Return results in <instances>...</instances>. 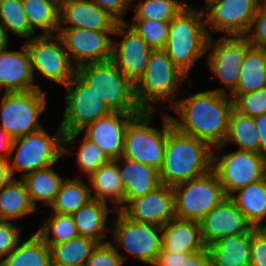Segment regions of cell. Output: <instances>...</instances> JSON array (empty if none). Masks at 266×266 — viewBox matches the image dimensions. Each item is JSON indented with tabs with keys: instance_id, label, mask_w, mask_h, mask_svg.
I'll use <instances>...</instances> for the list:
<instances>
[{
	"instance_id": "484cf974",
	"label": "cell",
	"mask_w": 266,
	"mask_h": 266,
	"mask_svg": "<svg viewBox=\"0 0 266 266\" xmlns=\"http://www.w3.org/2000/svg\"><path fill=\"white\" fill-rule=\"evenodd\" d=\"M211 266H250L251 230L225 236L207 247Z\"/></svg>"
},
{
	"instance_id": "30bf717a",
	"label": "cell",
	"mask_w": 266,
	"mask_h": 266,
	"mask_svg": "<svg viewBox=\"0 0 266 266\" xmlns=\"http://www.w3.org/2000/svg\"><path fill=\"white\" fill-rule=\"evenodd\" d=\"M46 93L40 89L4 92L0 102V128L13 139L43 128L39 116L46 109Z\"/></svg>"
},
{
	"instance_id": "7402d4cb",
	"label": "cell",
	"mask_w": 266,
	"mask_h": 266,
	"mask_svg": "<svg viewBox=\"0 0 266 266\" xmlns=\"http://www.w3.org/2000/svg\"><path fill=\"white\" fill-rule=\"evenodd\" d=\"M28 50L23 43L21 50H0V90L5 92H27L41 89L34 84Z\"/></svg>"
},
{
	"instance_id": "4fadbf2b",
	"label": "cell",
	"mask_w": 266,
	"mask_h": 266,
	"mask_svg": "<svg viewBox=\"0 0 266 266\" xmlns=\"http://www.w3.org/2000/svg\"><path fill=\"white\" fill-rule=\"evenodd\" d=\"M265 159L264 154L238 149L221 157L212 151V170L229 196L235 190L264 178Z\"/></svg>"
},
{
	"instance_id": "7bdbcfd3",
	"label": "cell",
	"mask_w": 266,
	"mask_h": 266,
	"mask_svg": "<svg viewBox=\"0 0 266 266\" xmlns=\"http://www.w3.org/2000/svg\"><path fill=\"white\" fill-rule=\"evenodd\" d=\"M125 259L109 240L97 243L85 266H123Z\"/></svg>"
},
{
	"instance_id": "836d02e7",
	"label": "cell",
	"mask_w": 266,
	"mask_h": 266,
	"mask_svg": "<svg viewBox=\"0 0 266 266\" xmlns=\"http://www.w3.org/2000/svg\"><path fill=\"white\" fill-rule=\"evenodd\" d=\"M31 29L41 35H56L59 27V0H22Z\"/></svg>"
},
{
	"instance_id": "ba28073f",
	"label": "cell",
	"mask_w": 266,
	"mask_h": 266,
	"mask_svg": "<svg viewBox=\"0 0 266 266\" xmlns=\"http://www.w3.org/2000/svg\"><path fill=\"white\" fill-rule=\"evenodd\" d=\"M63 138L64 132L60 126L53 136L43 127L15 138L8 159L11 176L14 178L16 172H22L23 177L29 172L54 165L64 156Z\"/></svg>"
},
{
	"instance_id": "816d5d0a",
	"label": "cell",
	"mask_w": 266,
	"mask_h": 266,
	"mask_svg": "<svg viewBox=\"0 0 266 266\" xmlns=\"http://www.w3.org/2000/svg\"><path fill=\"white\" fill-rule=\"evenodd\" d=\"M13 138L2 128H0V157L9 159L12 149Z\"/></svg>"
},
{
	"instance_id": "5b68a950",
	"label": "cell",
	"mask_w": 266,
	"mask_h": 266,
	"mask_svg": "<svg viewBox=\"0 0 266 266\" xmlns=\"http://www.w3.org/2000/svg\"><path fill=\"white\" fill-rule=\"evenodd\" d=\"M161 113L163 128H155L152 121ZM173 127L170 115L162 110L149 111L135 115L125 131L124 157L147 164L158 171L164 161V152L169 130Z\"/></svg>"
},
{
	"instance_id": "f5cc1de1",
	"label": "cell",
	"mask_w": 266,
	"mask_h": 266,
	"mask_svg": "<svg viewBox=\"0 0 266 266\" xmlns=\"http://www.w3.org/2000/svg\"><path fill=\"white\" fill-rule=\"evenodd\" d=\"M12 178L8 160L0 157V188L7 184Z\"/></svg>"
},
{
	"instance_id": "52a82bcc",
	"label": "cell",
	"mask_w": 266,
	"mask_h": 266,
	"mask_svg": "<svg viewBox=\"0 0 266 266\" xmlns=\"http://www.w3.org/2000/svg\"><path fill=\"white\" fill-rule=\"evenodd\" d=\"M64 88L66 90L64 96L66 104L60 128L64 132L63 155H67L71 152L69 149L78 135L81 134L82 129L108 115L111 111L94 92V89L77 74Z\"/></svg>"
},
{
	"instance_id": "9f6ffc18",
	"label": "cell",
	"mask_w": 266,
	"mask_h": 266,
	"mask_svg": "<svg viewBox=\"0 0 266 266\" xmlns=\"http://www.w3.org/2000/svg\"><path fill=\"white\" fill-rule=\"evenodd\" d=\"M264 178L266 180V159H265V166H264Z\"/></svg>"
},
{
	"instance_id": "9c48e42d",
	"label": "cell",
	"mask_w": 266,
	"mask_h": 266,
	"mask_svg": "<svg viewBox=\"0 0 266 266\" xmlns=\"http://www.w3.org/2000/svg\"><path fill=\"white\" fill-rule=\"evenodd\" d=\"M172 188L176 217L197 222L228 197L213 170Z\"/></svg>"
},
{
	"instance_id": "8992f818",
	"label": "cell",
	"mask_w": 266,
	"mask_h": 266,
	"mask_svg": "<svg viewBox=\"0 0 266 266\" xmlns=\"http://www.w3.org/2000/svg\"><path fill=\"white\" fill-rule=\"evenodd\" d=\"M188 76L173 64L163 49L152 51L143 76L135 84L138 104L143 110L158 111L155 105L177 101L178 87Z\"/></svg>"
},
{
	"instance_id": "f1b7e54d",
	"label": "cell",
	"mask_w": 266,
	"mask_h": 266,
	"mask_svg": "<svg viewBox=\"0 0 266 266\" xmlns=\"http://www.w3.org/2000/svg\"><path fill=\"white\" fill-rule=\"evenodd\" d=\"M35 211L22 179L14 177L0 188V220H17Z\"/></svg>"
},
{
	"instance_id": "e0dca14e",
	"label": "cell",
	"mask_w": 266,
	"mask_h": 266,
	"mask_svg": "<svg viewBox=\"0 0 266 266\" xmlns=\"http://www.w3.org/2000/svg\"><path fill=\"white\" fill-rule=\"evenodd\" d=\"M122 35L121 41H112L111 61L134 84L143 76L152 49L145 40L128 25L118 22L113 35Z\"/></svg>"
},
{
	"instance_id": "681fc988",
	"label": "cell",
	"mask_w": 266,
	"mask_h": 266,
	"mask_svg": "<svg viewBox=\"0 0 266 266\" xmlns=\"http://www.w3.org/2000/svg\"><path fill=\"white\" fill-rule=\"evenodd\" d=\"M181 266H211V258L207 248L201 252L191 254Z\"/></svg>"
},
{
	"instance_id": "d6986e66",
	"label": "cell",
	"mask_w": 266,
	"mask_h": 266,
	"mask_svg": "<svg viewBox=\"0 0 266 266\" xmlns=\"http://www.w3.org/2000/svg\"><path fill=\"white\" fill-rule=\"evenodd\" d=\"M199 224L206 247L222 237L248 233L253 228L229 197L204 216Z\"/></svg>"
},
{
	"instance_id": "6da1fadb",
	"label": "cell",
	"mask_w": 266,
	"mask_h": 266,
	"mask_svg": "<svg viewBox=\"0 0 266 266\" xmlns=\"http://www.w3.org/2000/svg\"><path fill=\"white\" fill-rule=\"evenodd\" d=\"M179 119L170 115L178 131L207 142L212 148L223 145L233 99L225 88L195 93L169 106Z\"/></svg>"
},
{
	"instance_id": "11a10c76",
	"label": "cell",
	"mask_w": 266,
	"mask_h": 266,
	"mask_svg": "<svg viewBox=\"0 0 266 266\" xmlns=\"http://www.w3.org/2000/svg\"><path fill=\"white\" fill-rule=\"evenodd\" d=\"M258 5L266 6V0H257Z\"/></svg>"
},
{
	"instance_id": "277c9868",
	"label": "cell",
	"mask_w": 266,
	"mask_h": 266,
	"mask_svg": "<svg viewBox=\"0 0 266 266\" xmlns=\"http://www.w3.org/2000/svg\"><path fill=\"white\" fill-rule=\"evenodd\" d=\"M76 74L94 89L111 112L144 111L138 104L135 84L111 60L80 65Z\"/></svg>"
},
{
	"instance_id": "7dc6e473",
	"label": "cell",
	"mask_w": 266,
	"mask_h": 266,
	"mask_svg": "<svg viewBox=\"0 0 266 266\" xmlns=\"http://www.w3.org/2000/svg\"><path fill=\"white\" fill-rule=\"evenodd\" d=\"M98 5L102 10L108 12L118 22H125L123 15L127 14V9L132 8L133 0H90Z\"/></svg>"
},
{
	"instance_id": "1f68e13d",
	"label": "cell",
	"mask_w": 266,
	"mask_h": 266,
	"mask_svg": "<svg viewBox=\"0 0 266 266\" xmlns=\"http://www.w3.org/2000/svg\"><path fill=\"white\" fill-rule=\"evenodd\" d=\"M49 246L34 233L7 256L0 258V266H51Z\"/></svg>"
},
{
	"instance_id": "83f0119b",
	"label": "cell",
	"mask_w": 266,
	"mask_h": 266,
	"mask_svg": "<svg viewBox=\"0 0 266 266\" xmlns=\"http://www.w3.org/2000/svg\"><path fill=\"white\" fill-rule=\"evenodd\" d=\"M108 203L92 199L72 214L79 236L92 238L98 243L105 241L111 229L106 220L109 213Z\"/></svg>"
},
{
	"instance_id": "4dcf8cb0",
	"label": "cell",
	"mask_w": 266,
	"mask_h": 266,
	"mask_svg": "<svg viewBox=\"0 0 266 266\" xmlns=\"http://www.w3.org/2000/svg\"><path fill=\"white\" fill-rule=\"evenodd\" d=\"M266 87V51L250 47L241 66L236 90L231 95H240Z\"/></svg>"
},
{
	"instance_id": "db71d44e",
	"label": "cell",
	"mask_w": 266,
	"mask_h": 266,
	"mask_svg": "<svg viewBox=\"0 0 266 266\" xmlns=\"http://www.w3.org/2000/svg\"><path fill=\"white\" fill-rule=\"evenodd\" d=\"M8 33L3 25V23L0 21V50L8 48L9 45V39H8Z\"/></svg>"
},
{
	"instance_id": "8d00e7d4",
	"label": "cell",
	"mask_w": 266,
	"mask_h": 266,
	"mask_svg": "<svg viewBox=\"0 0 266 266\" xmlns=\"http://www.w3.org/2000/svg\"><path fill=\"white\" fill-rule=\"evenodd\" d=\"M37 233L49 247L79 236L73 216L56 212L51 213L49 219L44 221Z\"/></svg>"
},
{
	"instance_id": "f35d334b",
	"label": "cell",
	"mask_w": 266,
	"mask_h": 266,
	"mask_svg": "<svg viewBox=\"0 0 266 266\" xmlns=\"http://www.w3.org/2000/svg\"><path fill=\"white\" fill-rule=\"evenodd\" d=\"M0 21L7 31L25 38V41L37 36L31 29L22 0H2L0 3Z\"/></svg>"
},
{
	"instance_id": "f6af8a7d",
	"label": "cell",
	"mask_w": 266,
	"mask_h": 266,
	"mask_svg": "<svg viewBox=\"0 0 266 266\" xmlns=\"http://www.w3.org/2000/svg\"><path fill=\"white\" fill-rule=\"evenodd\" d=\"M20 227L11 221L0 220V258L9 255L21 239Z\"/></svg>"
},
{
	"instance_id": "3957f363",
	"label": "cell",
	"mask_w": 266,
	"mask_h": 266,
	"mask_svg": "<svg viewBox=\"0 0 266 266\" xmlns=\"http://www.w3.org/2000/svg\"><path fill=\"white\" fill-rule=\"evenodd\" d=\"M209 36L204 11L187 4L171 21L163 50L187 76L206 54Z\"/></svg>"
},
{
	"instance_id": "5bb4252c",
	"label": "cell",
	"mask_w": 266,
	"mask_h": 266,
	"mask_svg": "<svg viewBox=\"0 0 266 266\" xmlns=\"http://www.w3.org/2000/svg\"><path fill=\"white\" fill-rule=\"evenodd\" d=\"M251 47L247 36L209 37L206 53L210 71L220 79L231 95L237 88L241 66L246 51ZM209 51V52H208Z\"/></svg>"
},
{
	"instance_id": "f546056e",
	"label": "cell",
	"mask_w": 266,
	"mask_h": 266,
	"mask_svg": "<svg viewBox=\"0 0 266 266\" xmlns=\"http://www.w3.org/2000/svg\"><path fill=\"white\" fill-rule=\"evenodd\" d=\"M54 165L29 172L21 179L24 181L31 203L37 209V201H44L50 207L61 187L63 179L53 168Z\"/></svg>"
},
{
	"instance_id": "9a60e30c",
	"label": "cell",
	"mask_w": 266,
	"mask_h": 266,
	"mask_svg": "<svg viewBox=\"0 0 266 266\" xmlns=\"http://www.w3.org/2000/svg\"><path fill=\"white\" fill-rule=\"evenodd\" d=\"M205 3L203 11L209 37L210 30L223 32L224 36H247L259 6L257 0H205Z\"/></svg>"
},
{
	"instance_id": "e575fe53",
	"label": "cell",
	"mask_w": 266,
	"mask_h": 266,
	"mask_svg": "<svg viewBox=\"0 0 266 266\" xmlns=\"http://www.w3.org/2000/svg\"><path fill=\"white\" fill-rule=\"evenodd\" d=\"M98 242L92 238L78 236L67 242L49 247L51 264L57 266H85Z\"/></svg>"
},
{
	"instance_id": "60d3db41",
	"label": "cell",
	"mask_w": 266,
	"mask_h": 266,
	"mask_svg": "<svg viewBox=\"0 0 266 266\" xmlns=\"http://www.w3.org/2000/svg\"><path fill=\"white\" fill-rule=\"evenodd\" d=\"M81 142L77 152V165L88 178L101 165L108 163L110 159L97 144L85 136Z\"/></svg>"
},
{
	"instance_id": "7a4b0ae2",
	"label": "cell",
	"mask_w": 266,
	"mask_h": 266,
	"mask_svg": "<svg viewBox=\"0 0 266 266\" xmlns=\"http://www.w3.org/2000/svg\"><path fill=\"white\" fill-rule=\"evenodd\" d=\"M212 151L207 142L172 127L159 170L161 184L173 186L208 173L212 170Z\"/></svg>"
},
{
	"instance_id": "ac0fdd59",
	"label": "cell",
	"mask_w": 266,
	"mask_h": 266,
	"mask_svg": "<svg viewBox=\"0 0 266 266\" xmlns=\"http://www.w3.org/2000/svg\"><path fill=\"white\" fill-rule=\"evenodd\" d=\"M121 211L133 221L163 227L176 217L173 188L161 184L145 196L131 200Z\"/></svg>"
},
{
	"instance_id": "ab89813d",
	"label": "cell",
	"mask_w": 266,
	"mask_h": 266,
	"mask_svg": "<svg viewBox=\"0 0 266 266\" xmlns=\"http://www.w3.org/2000/svg\"><path fill=\"white\" fill-rule=\"evenodd\" d=\"M128 25L133 28L152 49L164 48L169 33L170 22L133 19Z\"/></svg>"
},
{
	"instance_id": "7c38bea8",
	"label": "cell",
	"mask_w": 266,
	"mask_h": 266,
	"mask_svg": "<svg viewBox=\"0 0 266 266\" xmlns=\"http://www.w3.org/2000/svg\"><path fill=\"white\" fill-rule=\"evenodd\" d=\"M116 213L111 229L114 247L152 266L161 250L162 227L133 221L121 210Z\"/></svg>"
},
{
	"instance_id": "ffe728a7",
	"label": "cell",
	"mask_w": 266,
	"mask_h": 266,
	"mask_svg": "<svg viewBox=\"0 0 266 266\" xmlns=\"http://www.w3.org/2000/svg\"><path fill=\"white\" fill-rule=\"evenodd\" d=\"M140 113L110 112L87 125L84 136L97 144L110 160L118 159L124 152L125 131L129 121Z\"/></svg>"
},
{
	"instance_id": "f907efd6",
	"label": "cell",
	"mask_w": 266,
	"mask_h": 266,
	"mask_svg": "<svg viewBox=\"0 0 266 266\" xmlns=\"http://www.w3.org/2000/svg\"><path fill=\"white\" fill-rule=\"evenodd\" d=\"M254 122L259 133L260 153L266 155V113L254 117Z\"/></svg>"
},
{
	"instance_id": "c3c4849f",
	"label": "cell",
	"mask_w": 266,
	"mask_h": 266,
	"mask_svg": "<svg viewBox=\"0 0 266 266\" xmlns=\"http://www.w3.org/2000/svg\"><path fill=\"white\" fill-rule=\"evenodd\" d=\"M191 253L185 252H174L169 250H164L161 247L159 254L152 266H181L186 262Z\"/></svg>"
},
{
	"instance_id": "d4e9b609",
	"label": "cell",
	"mask_w": 266,
	"mask_h": 266,
	"mask_svg": "<svg viewBox=\"0 0 266 266\" xmlns=\"http://www.w3.org/2000/svg\"><path fill=\"white\" fill-rule=\"evenodd\" d=\"M87 180L91 185L92 199L104 203L110 200L115 204L112 207L116 211L125 207L124 187L115 160H110L108 163L101 165Z\"/></svg>"
},
{
	"instance_id": "d6a6232c",
	"label": "cell",
	"mask_w": 266,
	"mask_h": 266,
	"mask_svg": "<svg viewBox=\"0 0 266 266\" xmlns=\"http://www.w3.org/2000/svg\"><path fill=\"white\" fill-rule=\"evenodd\" d=\"M236 144L238 150L260 153L259 133L256 129L254 118L245 116L234 109L229 116L228 133L223 145L213 148L221 151L222 146L228 143Z\"/></svg>"
},
{
	"instance_id": "74e56055",
	"label": "cell",
	"mask_w": 266,
	"mask_h": 266,
	"mask_svg": "<svg viewBox=\"0 0 266 266\" xmlns=\"http://www.w3.org/2000/svg\"><path fill=\"white\" fill-rule=\"evenodd\" d=\"M133 19L170 22L186 5L184 0H140L134 2Z\"/></svg>"
},
{
	"instance_id": "44dd1931",
	"label": "cell",
	"mask_w": 266,
	"mask_h": 266,
	"mask_svg": "<svg viewBox=\"0 0 266 266\" xmlns=\"http://www.w3.org/2000/svg\"><path fill=\"white\" fill-rule=\"evenodd\" d=\"M117 23L114 17L90 0H59L58 28L114 31ZM63 24L67 26L62 27Z\"/></svg>"
},
{
	"instance_id": "8fae6325",
	"label": "cell",
	"mask_w": 266,
	"mask_h": 266,
	"mask_svg": "<svg viewBox=\"0 0 266 266\" xmlns=\"http://www.w3.org/2000/svg\"><path fill=\"white\" fill-rule=\"evenodd\" d=\"M31 70H37L44 78L66 86L76 74V67L69 59L61 37L56 35H37L25 41Z\"/></svg>"
},
{
	"instance_id": "bcb514c9",
	"label": "cell",
	"mask_w": 266,
	"mask_h": 266,
	"mask_svg": "<svg viewBox=\"0 0 266 266\" xmlns=\"http://www.w3.org/2000/svg\"><path fill=\"white\" fill-rule=\"evenodd\" d=\"M250 266H266V228L251 229Z\"/></svg>"
},
{
	"instance_id": "b9f144b4",
	"label": "cell",
	"mask_w": 266,
	"mask_h": 266,
	"mask_svg": "<svg viewBox=\"0 0 266 266\" xmlns=\"http://www.w3.org/2000/svg\"><path fill=\"white\" fill-rule=\"evenodd\" d=\"M230 97L233 99V109L242 115L254 118L266 113V87Z\"/></svg>"
},
{
	"instance_id": "cb8c5ba5",
	"label": "cell",
	"mask_w": 266,
	"mask_h": 266,
	"mask_svg": "<svg viewBox=\"0 0 266 266\" xmlns=\"http://www.w3.org/2000/svg\"><path fill=\"white\" fill-rule=\"evenodd\" d=\"M161 247L164 250L191 254L207 248L201 238L199 222L178 217L162 227Z\"/></svg>"
},
{
	"instance_id": "d590c367",
	"label": "cell",
	"mask_w": 266,
	"mask_h": 266,
	"mask_svg": "<svg viewBox=\"0 0 266 266\" xmlns=\"http://www.w3.org/2000/svg\"><path fill=\"white\" fill-rule=\"evenodd\" d=\"M92 200L90 186L78 178H65L54 202L50 205L52 212L72 215Z\"/></svg>"
},
{
	"instance_id": "4316f807",
	"label": "cell",
	"mask_w": 266,
	"mask_h": 266,
	"mask_svg": "<svg viewBox=\"0 0 266 266\" xmlns=\"http://www.w3.org/2000/svg\"><path fill=\"white\" fill-rule=\"evenodd\" d=\"M254 228H266V180L241 187L228 196Z\"/></svg>"
},
{
	"instance_id": "603a6c76",
	"label": "cell",
	"mask_w": 266,
	"mask_h": 266,
	"mask_svg": "<svg viewBox=\"0 0 266 266\" xmlns=\"http://www.w3.org/2000/svg\"><path fill=\"white\" fill-rule=\"evenodd\" d=\"M115 161L124 187L125 206L131 200L145 196L161 185L157 169L124 156H120Z\"/></svg>"
},
{
	"instance_id": "2e32d148",
	"label": "cell",
	"mask_w": 266,
	"mask_h": 266,
	"mask_svg": "<svg viewBox=\"0 0 266 266\" xmlns=\"http://www.w3.org/2000/svg\"><path fill=\"white\" fill-rule=\"evenodd\" d=\"M110 34L114 31H96L78 28H58L69 59L77 68L87 63L106 62L112 57ZM74 59V60H73Z\"/></svg>"
},
{
	"instance_id": "ee69618b",
	"label": "cell",
	"mask_w": 266,
	"mask_h": 266,
	"mask_svg": "<svg viewBox=\"0 0 266 266\" xmlns=\"http://www.w3.org/2000/svg\"><path fill=\"white\" fill-rule=\"evenodd\" d=\"M247 38L252 47L266 51V6H258Z\"/></svg>"
}]
</instances>
